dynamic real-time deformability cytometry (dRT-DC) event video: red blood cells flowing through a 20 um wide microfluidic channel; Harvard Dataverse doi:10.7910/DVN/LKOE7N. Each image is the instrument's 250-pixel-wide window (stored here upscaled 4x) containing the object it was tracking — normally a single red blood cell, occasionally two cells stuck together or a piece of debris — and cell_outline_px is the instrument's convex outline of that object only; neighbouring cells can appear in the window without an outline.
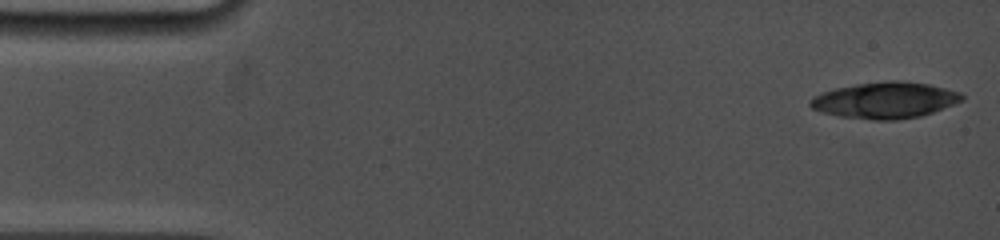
{"species": "common noctule bat (a hibernating species)", "species_latin": "Nyctalus noctula", "temperature_condition": "cold", "stored_images_in_passage": 9, "camera_frame_rate_fps": 5000, "um_per_image_px": 0.085, "animal": {"sex": "female", "body_mass_g": 19.0, "forearm_length_mm": 53.3}, "frame": {"image": 1, "passage_image": 1, "time_ms": 0.0, "image_size_px": [1000, 240], "cell_outline_px": [[964, 100], [932, 112], [920, 116], [896, 120], [872, 120], [840, 116], [824, 112], [812, 108], [808, 104], [808, 100], [812, 96], [836, 88], [856, 84], [888, 80], [900, 80], [928, 84], [960, 92], [964, 96]], "centroid_in_image_um": [75.22, 8.51], "position_along_channel_um": 9.8, "area_um2": 31.96}}
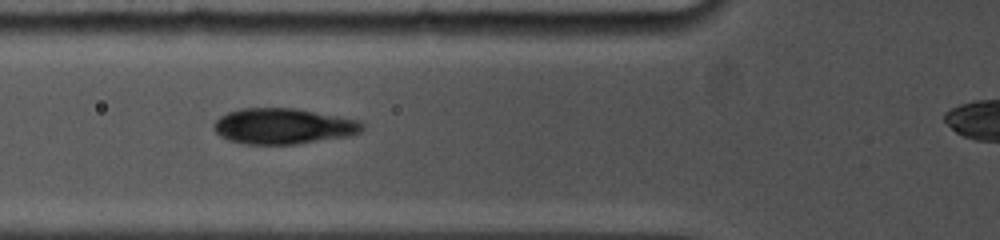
{"frame": {"image": 2, "passage_image": 8, "time_ms": 5.8, "image_size_px": [1000, 240], "cell_outline_px": [[364, 128], [360, 132], [352, 136], [296, 144], [244, 144], [228, 140], [220, 136], [212, 128], [212, 124], [220, 116], [228, 112], [240, 108], [296, 108], [340, 116], [360, 120], [364, 124]], "centroid_in_image_um": [24.09, 10.72], "position_along_channel_um": 101.7, "area_um2": 31.33}}